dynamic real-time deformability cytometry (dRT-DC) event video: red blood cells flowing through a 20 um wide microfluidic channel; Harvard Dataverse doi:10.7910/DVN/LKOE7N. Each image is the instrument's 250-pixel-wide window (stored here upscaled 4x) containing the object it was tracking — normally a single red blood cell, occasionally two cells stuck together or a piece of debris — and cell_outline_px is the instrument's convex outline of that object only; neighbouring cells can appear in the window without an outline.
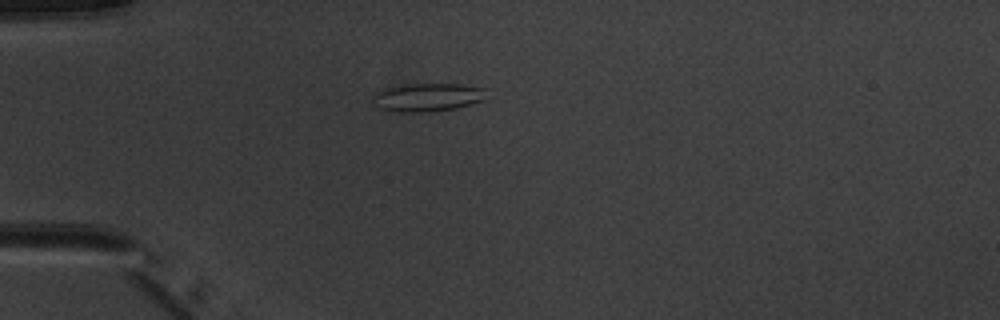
{"species": "common noctule bat (a hibernating species)", "species_latin": "Nyctalus noctula", "temperature_condition": "warm", "stored_images_in_passage": 2, "camera_frame_rate_fps": 3000, "um_per_image_px": 0.085, "animal": {"sex": "male", "body_mass_g": 20.1, "forearm_length_mm": 53.5}, "frame": {"image": 1, "passage_image": 1, "time_ms": 0.0, "image_size_px": [1000, 320], "cell_outline_px": [[484, 100], [456, 108], [428, 112], [396, 112], [376, 108], [372, 100], [372, 96], [376, 92], [384, 88], [404, 84], [460, 84], [484, 88]], "centroid_in_image_um": [36.26, 8.27], "position_along_channel_um": 48.7, "area_um2": 18.84}}